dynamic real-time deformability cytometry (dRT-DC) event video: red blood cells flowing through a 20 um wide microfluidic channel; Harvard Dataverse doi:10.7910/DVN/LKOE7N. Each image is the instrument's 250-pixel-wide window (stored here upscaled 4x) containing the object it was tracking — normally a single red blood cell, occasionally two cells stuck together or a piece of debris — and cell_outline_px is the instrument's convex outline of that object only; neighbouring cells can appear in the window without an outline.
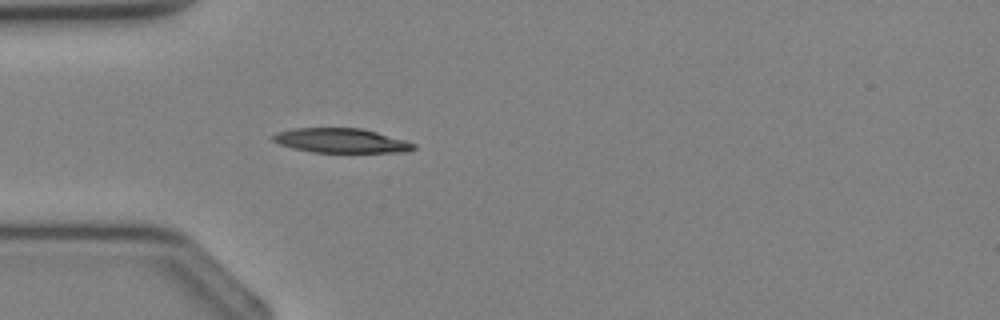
{"species": "Egyptian fruit bat (a non-hibernating species)", "species_latin": "Rousettus aegyptiacus", "temperature_condition": "cold", "stored_images_in_passage": 20, "camera_frame_rate_fps": 3000, "um_per_image_px": 0.085, "animal": {"sex": "female"}, "frame": {"image": 1, "passage_image": 1, "time_ms": 0.0, "image_size_px": [1000, 320], "cell_outline_px": [[416, 148], [408, 152], [312, 152], [292, 148], [280, 144], [272, 140], [272, 136], [276, 132], [292, 128], [360, 128], [376, 132], [404, 140], [416, 144]], "centroid_in_image_um": [28.97, 11.95], "position_along_channel_um": 56.0, "area_um2": 20.0}}
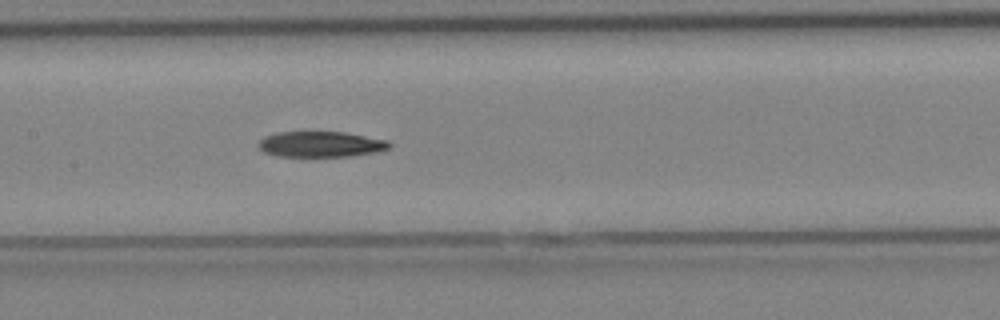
{"frame": {"image": 2, "passage_image": 8, "time_ms": 2.333, "image_size_px": [1000, 320], "cell_outline_px": [[392, 144], [388, 148], [372, 152], [348, 156], [276, 156], [264, 152], [256, 144], [264, 136], [276, 132], [344, 132], [384, 140]], "centroid_in_image_um": [27.17, 12.25], "position_along_channel_um": 180.2, "area_um2": 19.25}}
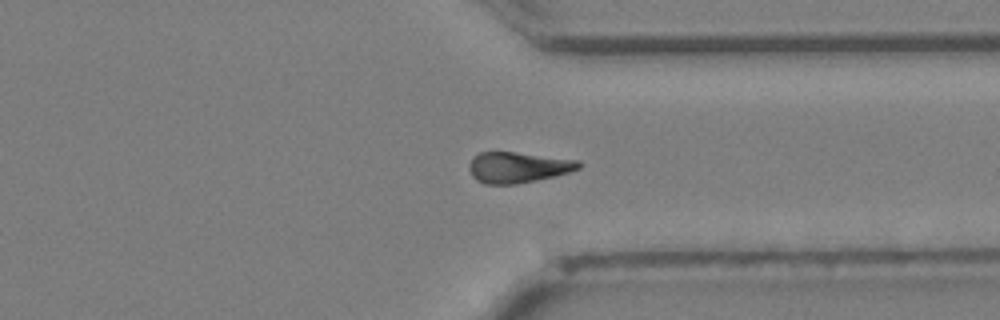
{"frame": {"image": 3, "passage_image": 18, "time_ms": 5.667, "image_size_px": [1000, 320], "cell_outline_px": [[580, 168], [568, 172], [536, 180], [516, 184], [484, 184], [476, 180], [472, 176], [468, 168], [468, 164], [472, 156], [480, 152], [512, 152], [580, 160]], "centroid_in_image_um": [43.96, 14.22], "position_along_channel_um": 367.4, "area_um2": 19.59}}